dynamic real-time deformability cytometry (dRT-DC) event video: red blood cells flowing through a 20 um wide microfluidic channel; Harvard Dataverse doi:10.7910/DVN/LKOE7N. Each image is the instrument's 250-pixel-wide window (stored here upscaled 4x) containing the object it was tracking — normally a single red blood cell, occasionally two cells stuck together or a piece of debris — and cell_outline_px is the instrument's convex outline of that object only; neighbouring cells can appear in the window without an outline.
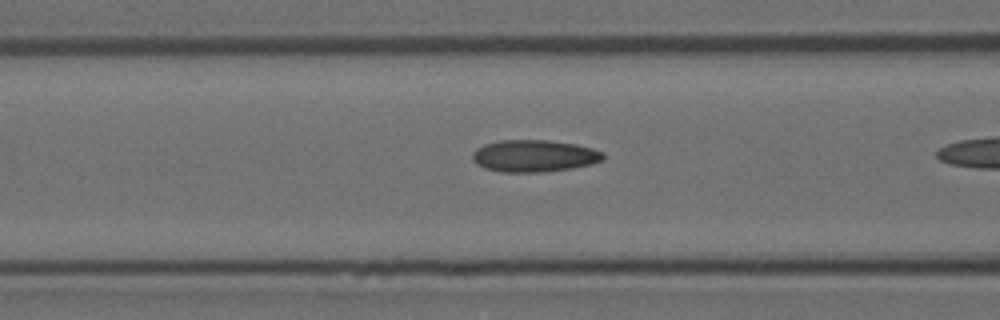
{"species": "Egyptian fruit bat (a non-hibernating species)", "species_latin": "Rousettus aegyptiacus", "temperature_condition": "room temperature", "stored_images_in_passage": 5, "segment_of_instrument_passage": [2, 2], "camera_frame_rate_fps": 3000, "um_per_image_px": 0.085, "animal": {"sex": "female"}, "frame": {"image": 1, "passage_image": 5, "time_ms": 1.333, "image_size_px": [1000, 320], "cell_outline_px": [[604, 160], [592, 164], [572, 168], [544, 172], [500, 172], [484, 168], [476, 164], [472, 160], [472, 152], [476, 148], [484, 144], [500, 140], [548, 140], [576, 144], [592, 148], [604, 152]], "centroid_in_image_um": [45.39, 13.25], "position_along_channel_um": 121.2, "area_um2": 24.68}}